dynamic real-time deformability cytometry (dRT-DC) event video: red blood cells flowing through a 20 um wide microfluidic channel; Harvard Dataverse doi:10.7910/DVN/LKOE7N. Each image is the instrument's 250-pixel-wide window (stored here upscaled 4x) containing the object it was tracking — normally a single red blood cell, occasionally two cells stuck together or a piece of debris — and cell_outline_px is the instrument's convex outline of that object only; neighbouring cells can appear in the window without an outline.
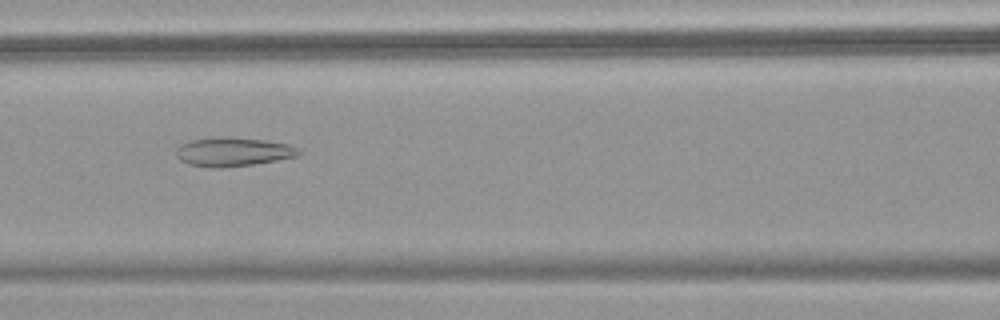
{"species": "common noctule bat (a hibernating species)", "species_latin": "Nyctalus noctula", "temperature_condition": "warm", "stored_images_in_passage": 50, "camera_frame_rate_fps": 3000, "um_per_image_px": 0.085, "animal": {"sex": "female", "body_mass_g": 18.4}, "frame": {"image": 1, "passage_image": 21, "time_ms": 6.667, "image_size_px": [1000, 320], "cell_outline_px": [[300, 152], [296, 156], [276, 160], [252, 164], [216, 168], [212, 168], [188, 164], [180, 160], [176, 156], [176, 148], [180, 144], [188, 140], [220, 136], [232, 136], [264, 140], [288, 144], [300, 148]], "centroid_in_image_um": [19.76, 12.88], "position_along_channel_um": 146.8, "area_um2": 20.81}}
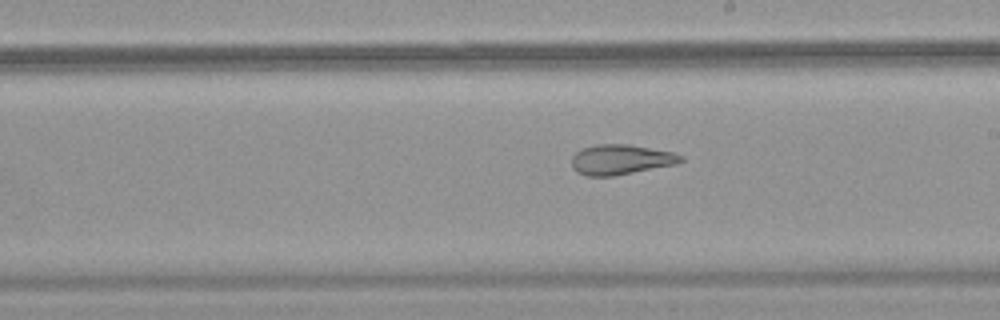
{"frame": {"image": 2, "passage_image": 28, "time_ms": 9.0, "image_size_px": [1000, 320], "cell_outline_px": [[684, 160], [676, 164], [612, 176], [588, 176], [576, 172], [572, 168], [572, 156], [576, 152], [584, 148], [596, 144], [628, 144], [672, 152], [684, 156]], "centroid_in_image_um": [52.75, 13.56], "position_along_channel_um": 236.2, "area_um2": 19.02}}
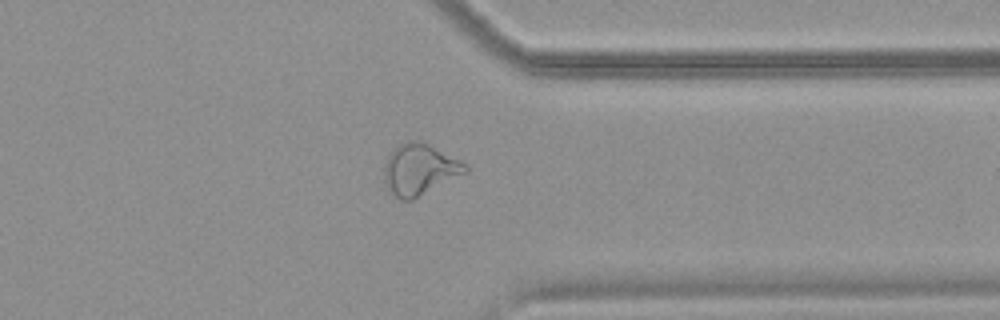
{"frame": {"image": 3, "passage_image": 39, "time_ms": 12.667, "image_size_px": [1000, 320], "cell_outline_px": [[468, 172], [412, 200], [400, 200], [388, 192], [384, 180], [384, 164], [388, 156], [400, 144], [412, 140], [420, 140], [468, 164]], "centroid_in_image_um": [35.66, 14.43], "position_along_channel_um": 375.7, "area_um2": 24.22}, "authors_computed_cell_mechanics": {"area_um2": 25.0852, "velocity_mm_per_s": 3.864, "shape_relaxation_time_tau1_ms": null, "shape_relaxation_time_tau2_ms": 2.2767, "deformation_change_tau1": null, "deformation_change_tau2": 0.1077}}